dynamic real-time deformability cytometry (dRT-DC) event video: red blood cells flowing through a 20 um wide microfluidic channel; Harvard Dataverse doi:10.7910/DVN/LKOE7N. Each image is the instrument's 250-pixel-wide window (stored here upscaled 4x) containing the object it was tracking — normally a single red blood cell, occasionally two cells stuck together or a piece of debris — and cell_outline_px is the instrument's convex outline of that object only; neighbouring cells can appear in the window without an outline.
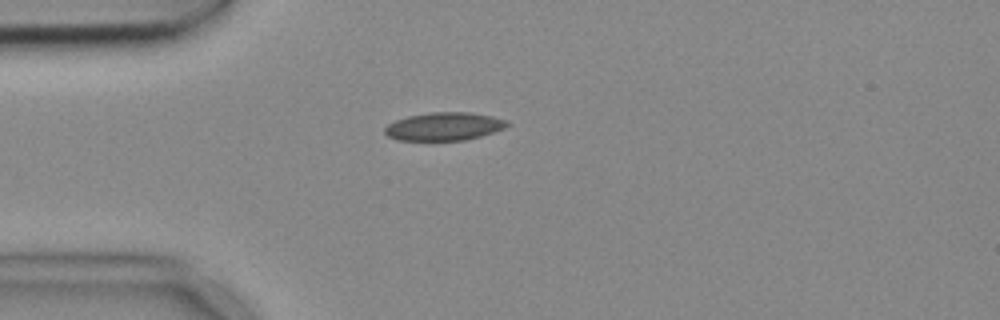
{"species": "common noctule bat (a hibernating species)", "species_latin": "Nyctalus noctula", "temperature_condition": "cold", "stored_images_in_passage": 2, "camera_frame_rate_fps": 3000, "um_per_image_px": 0.085, "animal": {"sex": "female", "body_mass_g": 18.4}, "frame": {"image": 1, "passage_image": 1, "time_ms": 0.0, "image_size_px": [1000, 320], "cell_outline_px": [[512, 124], [504, 128], [480, 136], [464, 140], [396, 140], [388, 136], [384, 132], [384, 128], [388, 124], [396, 120], [408, 116], [432, 112], [468, 112], [492, 116], [508, 120]], "centroid_in_image_um": [37.76, 10.74], "position_along_channel_um": 47.2, "area_um2": 20.0}}